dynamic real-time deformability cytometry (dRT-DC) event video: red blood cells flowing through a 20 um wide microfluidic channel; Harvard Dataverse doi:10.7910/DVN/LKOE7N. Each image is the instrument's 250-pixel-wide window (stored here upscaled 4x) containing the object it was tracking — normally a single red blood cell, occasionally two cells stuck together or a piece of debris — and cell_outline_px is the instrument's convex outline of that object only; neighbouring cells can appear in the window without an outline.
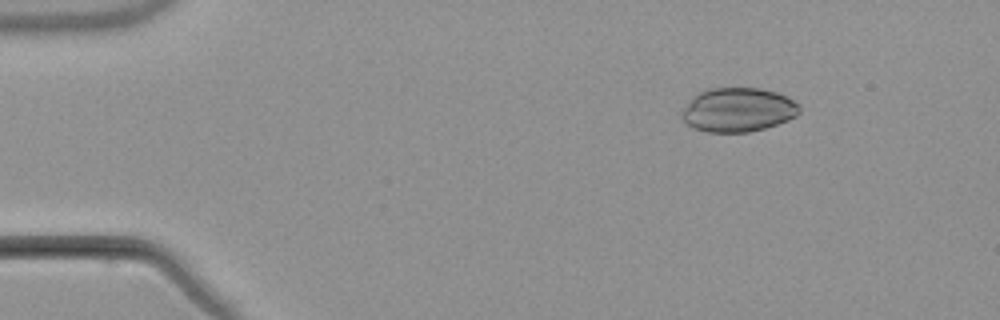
{"species": "common noctule bat (a hibernating species)", "species_latin": "Nyctalus noctula", "temperature_condition": "warm", "stored_images_in_passage": 5, "camera_frame_rate_fps": 3000, "um_per_image_px": 0.085, "animal": {"sex": "male", "body_mass_g": 21.5, "forearm_length_mm": 52.0}, "frame": {"image": 1, "passage_image": 1, "time_ms": 0.0, "image_size_px": [1000, 320], "cell_outline_px": [[800, 112], [796, 116], [788, 120], [764, 128], [748, 132], [708, 132], [692, 128], [680, 116], [680, 112], [692, 96], [696, 92], [708, 88], [760, 88], [776, 92], [800, 104]], "centroid_in_image_um": [62.69, 9.33], "position_along_channel_um": 22.3, "area_um2": 30.4}}
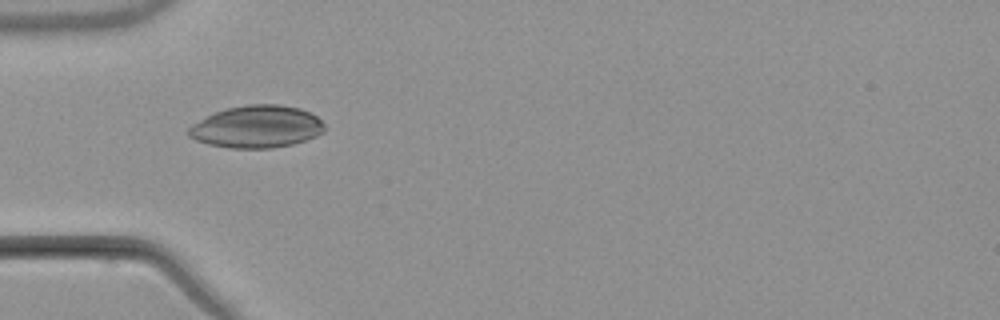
{"frame": {"image": 2, "passage_image": 4, "time_ms": 3.333, "image_size_px": [1000, 320], "cell_outline_px": [[324, 132], [316, 136], [292, 144], [272, 148], [228, 148], [208, 144], [196, 140], [188, 136], [188, 128], [192, 124], [216, 112], [228, 108], [248, 104], [280, 104], [300, 108], [316, 116], [324, 124]], "centroid_in_image_um": [21.82, 10.77], "position_along_channel_um": 63.2, "area_um2": 33.35}}
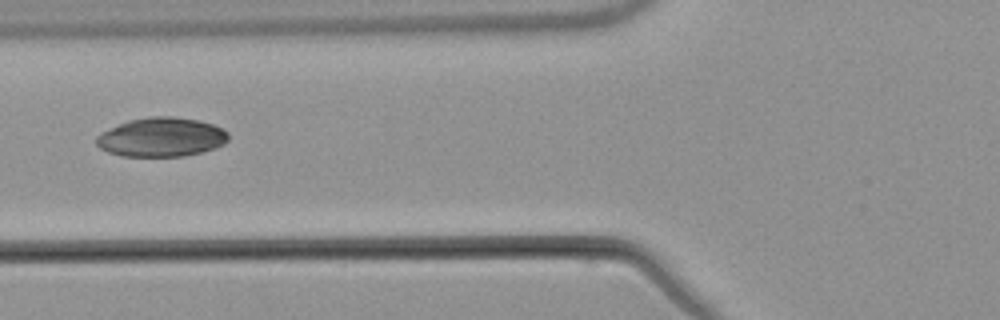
{"frame": {"image": 3, "passage_image": 5, "time_ms": 4.667, "image_size_px": [1000, 320], "cell_outline_px": [[228, 140], [224, 144], [216, 148], [184, 156], [120, 156], [108, 152], [100, 148], [96, 144], [96, 136], [100, 132], [128, 120], [148, 116], [172, 116], [200, 120], [212, 124], [228, 132]], "centroid_in_image_um": [13.7, 11.65], "position_along_channel_um": 112.1, "area_um2": 30.29}}